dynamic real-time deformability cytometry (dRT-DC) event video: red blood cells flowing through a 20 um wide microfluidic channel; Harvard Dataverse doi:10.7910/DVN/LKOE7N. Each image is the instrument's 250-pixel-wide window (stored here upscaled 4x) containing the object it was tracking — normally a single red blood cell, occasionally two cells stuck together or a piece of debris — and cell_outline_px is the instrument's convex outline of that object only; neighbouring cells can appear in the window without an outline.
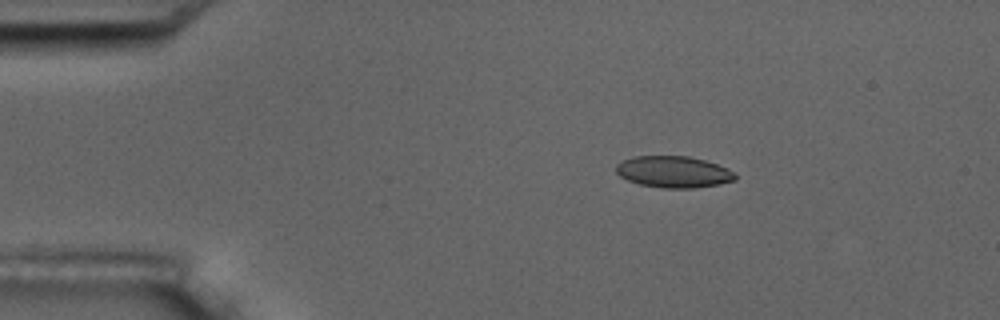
{"species": "common noctule bat (a hibernating species)", "species_latin": "Nyctalus noctula", "temperature_condition": "room temperature", "stored_images_in_passage": 5, "camera_frame_rate_fps": 3000, "um_per_image_px": 0.085, "animal": {"sex": "male", "body_mass_g": 17.5, "forearm_length_mm": 52.3}, "frame": {"image": 1, "passage_image": 3, "time_ms": 2.333, "image_size_px": [1000, 320], "cell_outline_px": [[736, 180], [720, 184], [696, 188], [660, 188], [640, 184], [628, 180], [620, 176], [616, 172], [616, 164], [620, 160], [636, 156], [688, 156], [704, 160], [728, 168], [736, 176]], "centroid_in_image_um": [57.23, 14.61], "position_along_channel_um": 27.8, "area_um2": 21.96}}